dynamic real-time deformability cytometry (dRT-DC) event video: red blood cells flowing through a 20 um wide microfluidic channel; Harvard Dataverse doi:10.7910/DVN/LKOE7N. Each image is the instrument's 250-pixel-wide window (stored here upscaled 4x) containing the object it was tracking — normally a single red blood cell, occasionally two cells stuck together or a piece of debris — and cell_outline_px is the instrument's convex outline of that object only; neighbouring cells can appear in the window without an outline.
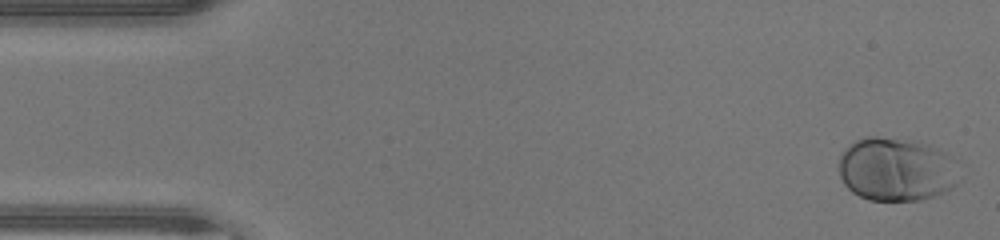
{"species": "human", "species_latin": "Homo sapiens", "temperature_condition": "warm", "stored_images_in_passage": 46, "camera_frame_rate_fps": 3000, "um_per_image_px": 0.085, "donor": {"sex": "male"}, "frame": {"image": 1, "passage_image": 1, "time_ms": 0.0, "image_size_px": [1000, 240], "cell_outline_px": [[960, 180], [952, 188], [944, 192], [920, 200], [868, 200], [852, 192], [844, 184], [840, 176], [840, 156], [856, 140], [864, 136], [876, 136], [912, 140], [936, 148], [944, 152], [952, 160]], "centroid_in_image_um": [76.17, 14.4], "position_along_channel_um": 8.8, "area_um2": 44.22}}
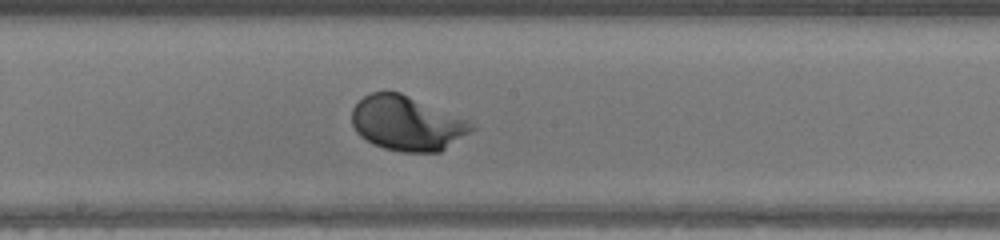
{"frame": {"image": 2, "passage_image": 24, "time_ms": 7.667, "image_size_px": [1000, 240], "cell_outline_px": [[476, 128], [440, 152], [400, 152], [384, 148], [360, 136], [356, 132], [352, 124], [352, 108], [364, 96], [372, 92], [400, 92], [468, 120]], "centroid_in_image_um": [34.58, 10.49], "position_along_channel_um": 213.6, "area_um2": 37.74}}
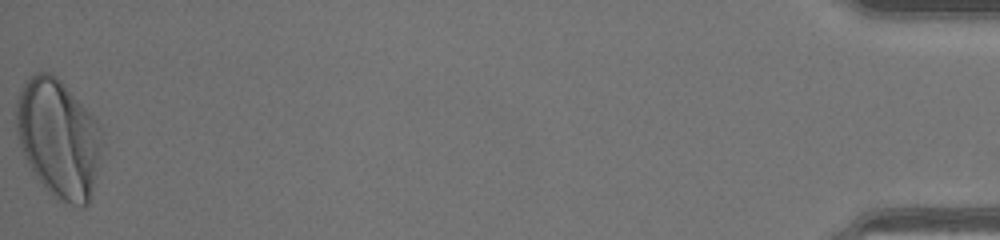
{"frame": {"image": 3, "passage_image": 46, "time_ms": 15.0, "image_size_px": [1000, 240], "cell_outline_px": [[104, 140], [88, 204], [84, 208], [80, 208], [56, 200], [52, 196], [28, 164], [24, 156], [20, 144], [16, 128], [16, 100], [20, 88], [36, 72], [52, 72], [60, 80], [96, 120], [104, 132]], "centroid_in_image_um": [4.98, 11.77], "position_along_channel_um": 430.2, "area_um2": 59.07}, "authors_computed_cell_mechanics": {"area_um2": 37.9168, "velocity_mm_per_s": 4.4498, "shape_relaxation_time_tau1_ms": 1.0833, "shape_relaxation_time_tau2_ms": null, "deformation_change_tau1": 0.1193, "deformation_change_tau2": null}}